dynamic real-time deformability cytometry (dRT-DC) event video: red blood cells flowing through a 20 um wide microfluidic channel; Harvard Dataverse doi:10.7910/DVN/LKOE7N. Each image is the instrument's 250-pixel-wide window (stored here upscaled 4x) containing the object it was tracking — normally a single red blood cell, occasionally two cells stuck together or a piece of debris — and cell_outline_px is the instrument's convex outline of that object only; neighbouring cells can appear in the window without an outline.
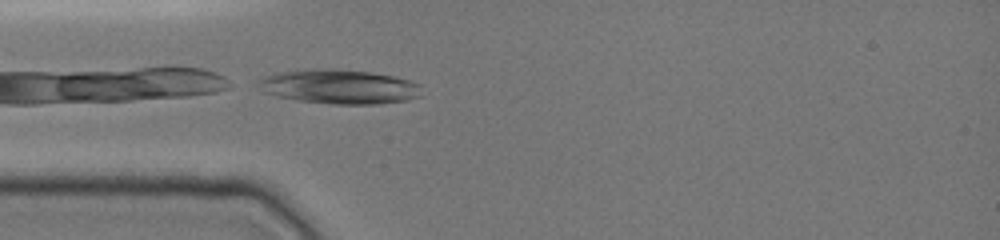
{"species": "common noctule bat (a hibernating species)", "species_latin": "Nyctalus noctula", "temperature_condition": "cold", "stored_images_in_passage": 4, "camera_frame_rate_fps": 3000, "um_per_image_px": 0.085, "animal": {"sex": "female", "body_mass_g": 19.0, "forearm_length_mm": 51.5}, "frame": {"image": 1, "passage_image": 1, "time_ms": 0.0, "image_size_px": [1000, 240], "cell_outline_px": [[420, 96], [408, 100], [380, 104], [332, 104], [300, 100], [276, 96], [268, 92], [260, 80], [264, 76], [280, 72], [368, 72], [392, 76], [408, 80], [416, 84]], "centroid_in_image_um": [28.94, 7.43], "position_along_channel_um": 56.1, "area_um2": 30.4}}